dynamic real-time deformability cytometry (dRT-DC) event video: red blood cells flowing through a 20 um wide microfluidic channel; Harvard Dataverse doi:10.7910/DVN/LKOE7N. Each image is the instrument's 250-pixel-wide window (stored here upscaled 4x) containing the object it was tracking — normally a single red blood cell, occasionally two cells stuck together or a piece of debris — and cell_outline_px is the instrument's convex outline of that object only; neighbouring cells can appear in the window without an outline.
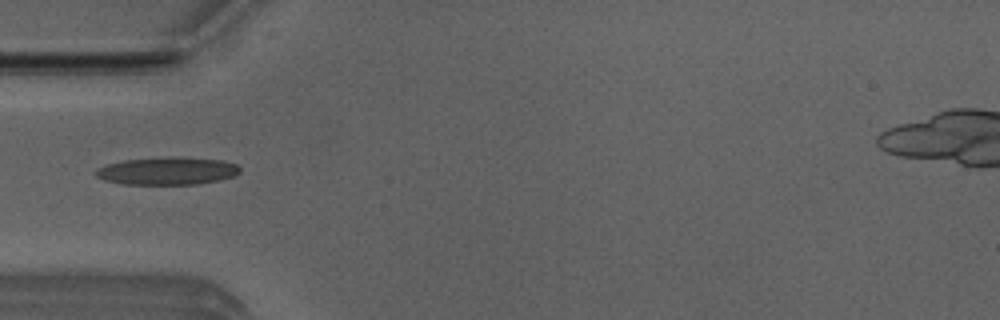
{"species": "Egyptian fruit bat (a non-hibernating species)", "species_latin": "Rousettus aegyptiacus", "temperature_condition": "room temperature", "stored_images_in_passage": 3, "camera_frame_rate_fps": 3000, "um_per_image_px": 0.085, "animal": {"sex": "male"}, "frame": {"image": 1, "passage_image": 2, "time_ms": 0.333, "image_size_px": [1000, 320], "cell_outline_px": [[240, 172], [232, 176], [220, 180], [196, 184], [124, 184], [104, 180], [96, 176], [92, 172], [96, 168], [108, 164], [124, 160], [224, 160], [236, 164], [240, 168]], "centroid_in_image_um": [14.17, 14.59], "position_along_channel_um": 70.8, "area_um2": 21.91}}